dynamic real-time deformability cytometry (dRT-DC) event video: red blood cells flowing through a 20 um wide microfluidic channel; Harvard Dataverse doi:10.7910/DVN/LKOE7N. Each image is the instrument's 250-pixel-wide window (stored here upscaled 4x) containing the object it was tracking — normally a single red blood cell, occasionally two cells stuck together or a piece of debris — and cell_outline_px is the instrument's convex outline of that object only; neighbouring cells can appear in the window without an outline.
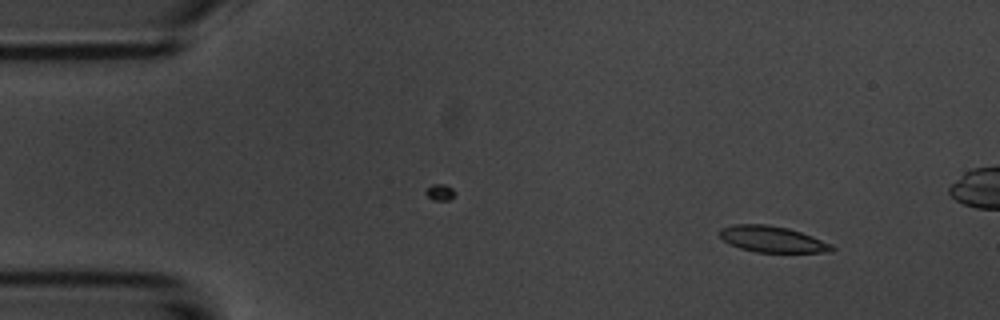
{"species": "common noctule bat (a hibernating species)", "species_latin": "Nyctalus noctula", "temperature_condition": "room temperature", "stored_images_in_passage": 14, "camera_frame_rate_fps": 3000, "um_per_image_px": 0.085, "animal": {"sex": "male", "body_mass_g": 20.1, "forearm_length_mm": 53.5}, "frame": {"image": 1, "passage_image": 1, "time_ms": 0.0, "image_size_px": [1000, 320], "cell_outline_px": [[836, 248], [832, 252], [756, 252], [740, 248], [724, 240], [716, 232], [720, 228], [732, 224], [768, 224], [788, 228], [812, 236], [832, 244]], "centroid_in_image_um": [65.63, 20.32], "position_along_channel_um": 19.4, "area_um2": 17.17}}
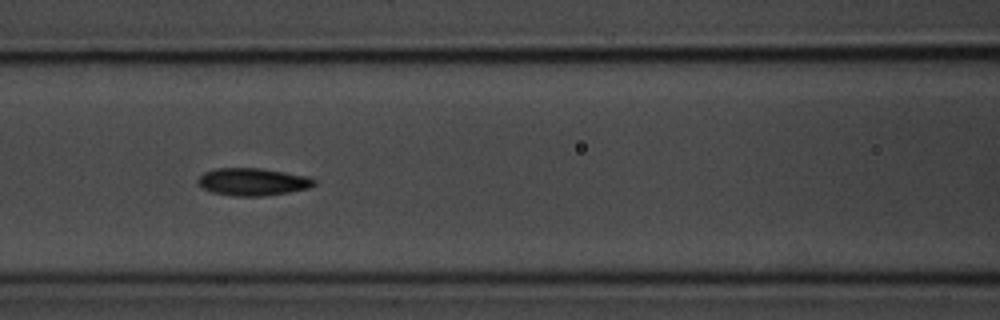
{"frame": {"image": 2, "passage_image": 5, "time_ms": 5.667, "image_size_px": [1000, 320], "cell_outline_px": [[316, 184], [308, 188], [288, 192], [264, 196], [236, 196], [212, 192], [200, 188], [196, 180], [204, 172], [216, 168], [260, 168], [308, 176], [316, 180]], "centroid_in_image_um": [21.45, 15.45], "position_along_channel_um": 145.1, "area_um2": 18.67}}
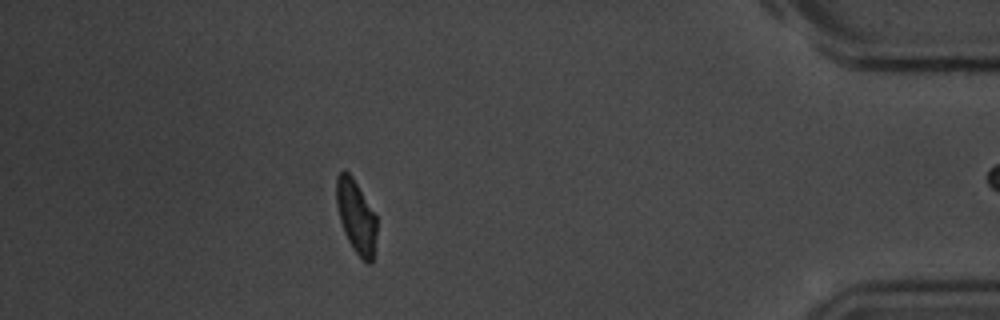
{"frame": {"image": 3, "passage_image": 12, "time_ms": 14.0, "image_size_px": [1000, 320], "cell_outline_px": [[376, 232], [372, 264], [368, 264], [352, 248], [344, 232], [340, 220], [336, 204], [336, 176], [344, 168], [352, 176], [376, 216]], "centroid_in_image_um": [30.25, 18.38], "position_along_channel_um": 405.0, "area_um2": 17.05}, "authors_computed_cell_mechanics": {"area_um2": 17.8602, "velocity_mm_per_s": 3.6874, "shape_relaxation_time_tau1_ms": 1.4532, "shape_relaxation_time_tau2_ms": null, "deformation_change_tau1": 0.0905, "deformation_change_tau2": null}}